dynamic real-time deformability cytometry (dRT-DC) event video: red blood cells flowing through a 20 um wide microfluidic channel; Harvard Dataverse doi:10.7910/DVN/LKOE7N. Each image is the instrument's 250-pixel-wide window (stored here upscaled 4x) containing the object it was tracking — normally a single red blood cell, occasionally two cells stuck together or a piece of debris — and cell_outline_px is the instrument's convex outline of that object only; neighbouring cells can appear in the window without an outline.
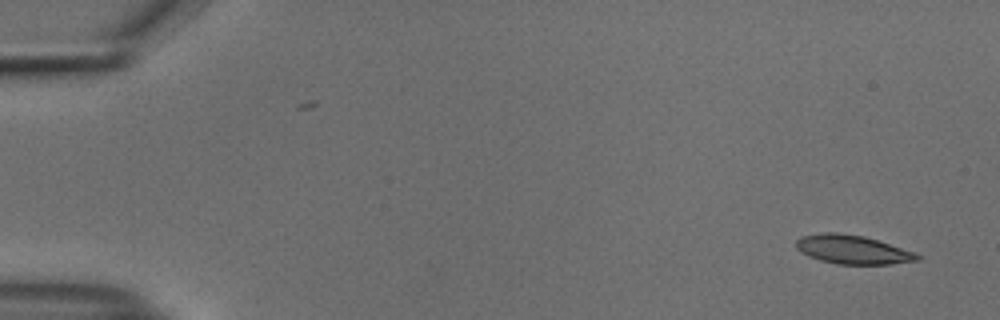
{"species": "common noctule bat (a hibernating species)", "species_latin": "Nyctalus noctula", "temperature_condition": "cold", "stored_images_in_passage": 52, "camera_frame_rate_fps": 3000, "um_per_image_px": 0.085, "animal": {"sex": "male", "body_mass_g": 18.8}, "frame": {"image": 1, "passage_image": 1, "time_ms": 0.0, "image_size_px": [1000, 320], "cell_outline_px": [[920, 260], [888, 264], [836, 264], [820, 260], [808, 256], [800, 252], [796, 248], [796, 240], [800, 236], [820, 232], [840, 232], [864, 236], [912, 252], [920, 256]], "centroid_in_image_um": [72.37, 21.2], "position_along_channel_um": 12.6, "area_um2": 20.23}}
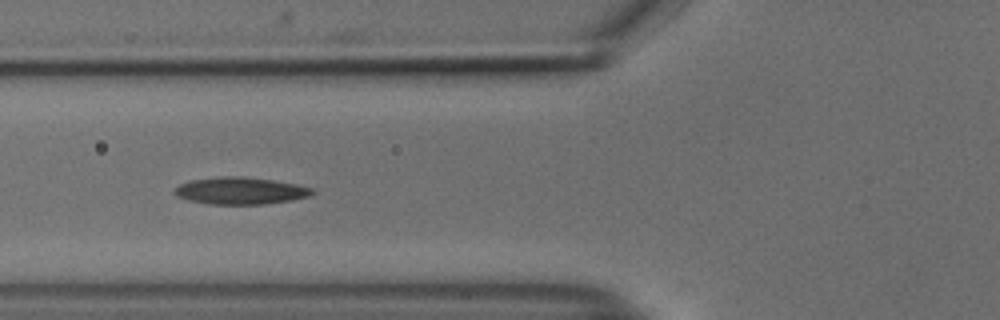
{"frame": {"image": 2, "passage_image": 19, "time_ms": 6.0, "image_size_px": [1000, 320], "cell_outline_px": [[316, 192], [312, 196], [292, 200], [264, 204], [208, 204], [188, 200], [176, 196], [172, 192], [180, 184], [192, 180], [220, 176], [244, 176], [272, 180], [296, 184], [312, 188]], "centroid_in_image_um": [20.45, 16.22], "position_along_channel_um": 105.3, "area_um2": 21.85}}
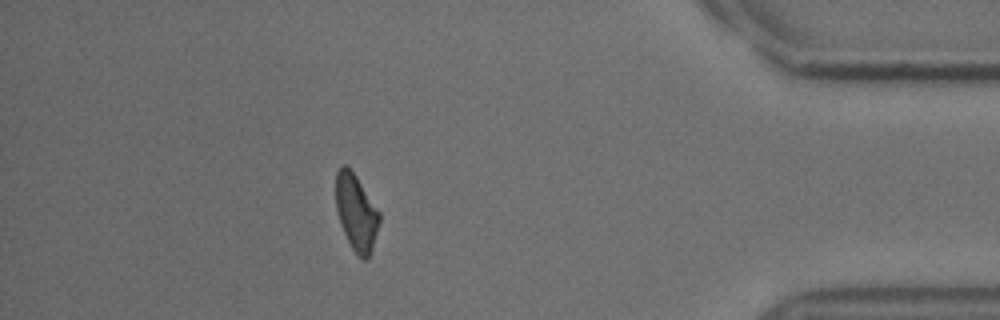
{"frame": {"image": 3, "passage_image": 46, "time_ms": 15.0, "image_size_px": [1000, 320], "cell_outline_px": [[380, 220], [372, 248], [368, 260], [364, 260], [352, 248], [344, 232], [336, 212], [336, 172], [340, 164], [348, 164], [380, 212]], "centroid_in_image_um": [30.27, 18.0], "position_along_channel_um": 404.9, "area_um2": 19.31}}